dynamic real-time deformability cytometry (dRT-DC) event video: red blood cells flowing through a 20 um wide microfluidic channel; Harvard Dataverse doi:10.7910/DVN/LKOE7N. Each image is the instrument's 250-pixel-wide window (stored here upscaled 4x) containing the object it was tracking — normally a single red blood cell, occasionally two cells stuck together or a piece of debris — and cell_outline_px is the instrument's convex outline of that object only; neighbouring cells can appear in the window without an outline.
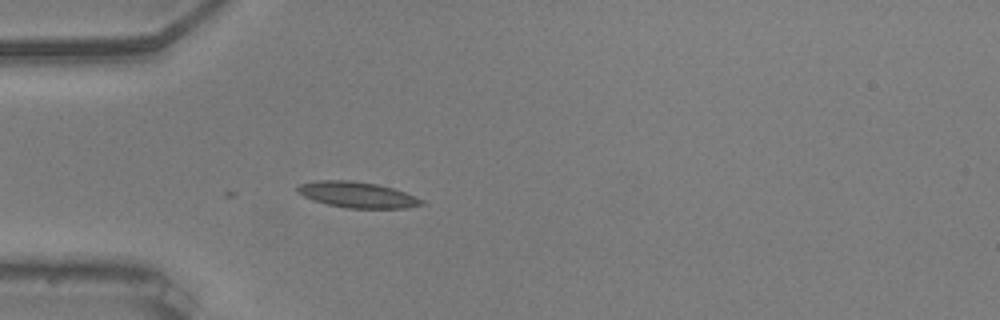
{"species": "common noctule bat (a hibernating species)", "species_latin": "Nyctalus noctula", "temperature_condition": "warm", "stored_images_in_passage": 11, "camera_frame_rate_fps": 3000, "um_per_image_px": 0.085, "animal": {"sex": "male", "body_mass_g": 20.5, "forearm_length_mm": 52.5}, "frame": {"image": 1, "passage_image": 1, "time_ms": 0.0, "image_size_px": [1000, 320], "cell_outline_px": [[428, 204], [408, 208], [348, 208], [328, 204], [312, 200], [304, 196], [296, 188], [300, 184], [320, 180], [352, 180], [376, 184], [392, 188], [404, 192], [424, 200]], "centroid_in_image_um": [30.42, 16.56], "position_along_channel_um": 54.6, "area_um2": 18.61}}
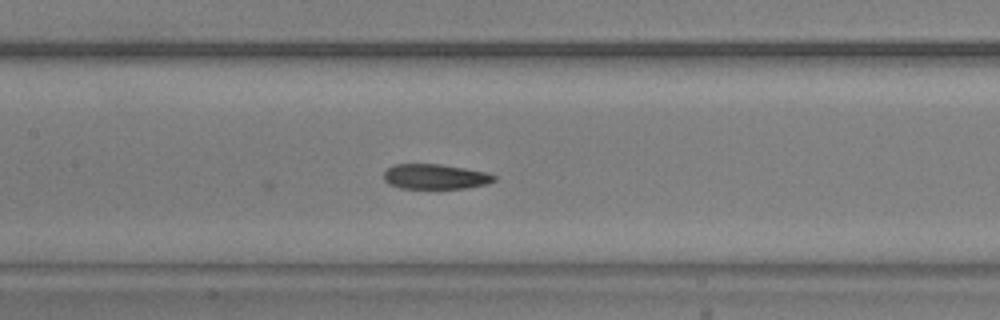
{"frame": {"image": 2, "passage_image": 11, "time_ms": 3.333, "image_size_px": [1000, 320], "cell_outline_px": [[496, 180], [488, 184], [464, 188], [400, 188], [388, 184], [384, 180], [384, 172], [388, 168], [396, 164], [440, 164], [464, 168], [484, 172], [496, 176]], "centroid_in_image_um": [36.98, 15.01], "position_along_channel_um": 170.4, "area_um2": 16.01}}